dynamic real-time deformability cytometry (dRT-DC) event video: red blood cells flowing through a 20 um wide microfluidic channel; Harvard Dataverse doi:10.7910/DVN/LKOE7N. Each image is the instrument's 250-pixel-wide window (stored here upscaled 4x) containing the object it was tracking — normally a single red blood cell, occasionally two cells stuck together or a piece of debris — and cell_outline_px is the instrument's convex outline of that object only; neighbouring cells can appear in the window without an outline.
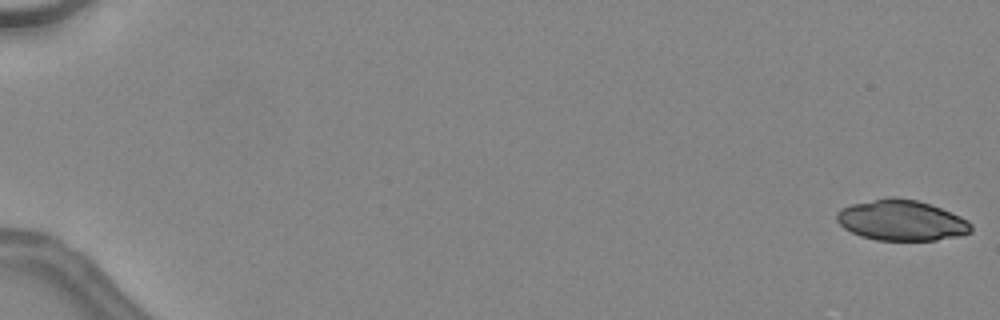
{"species": "common noctule bat (a hibernating species)", "species_latin": "Nyctalus noctula", "temperature_condition": "warm", "stored_images_in_passage": 23, "camera_frame_rate_fps": 3000, "um_per_image_px": 0.085, "animal": {"sex": "female", "body_mass_g": 24.6, "forearm_length_mm": 56.2}, "frame": {"image": 1, "passage_image": 1, "time_ms": 0.0, "image_size_px": [1000, 320], "cell_outline_px": [[972, 232], [956, 236], [936, 240], [876, 240], [860, 236], [844, 228], [836, 220], [836, 212], [840, 208], [852, 204], [888, 196], [892, 196], [916, 200], [940, 208], [960, 216], [968, 220], [972, 224]], "centroid_in_image_um": [76.6, 18.72], "position_along_channel_um": 8.4, "area_um2": 31.79}}